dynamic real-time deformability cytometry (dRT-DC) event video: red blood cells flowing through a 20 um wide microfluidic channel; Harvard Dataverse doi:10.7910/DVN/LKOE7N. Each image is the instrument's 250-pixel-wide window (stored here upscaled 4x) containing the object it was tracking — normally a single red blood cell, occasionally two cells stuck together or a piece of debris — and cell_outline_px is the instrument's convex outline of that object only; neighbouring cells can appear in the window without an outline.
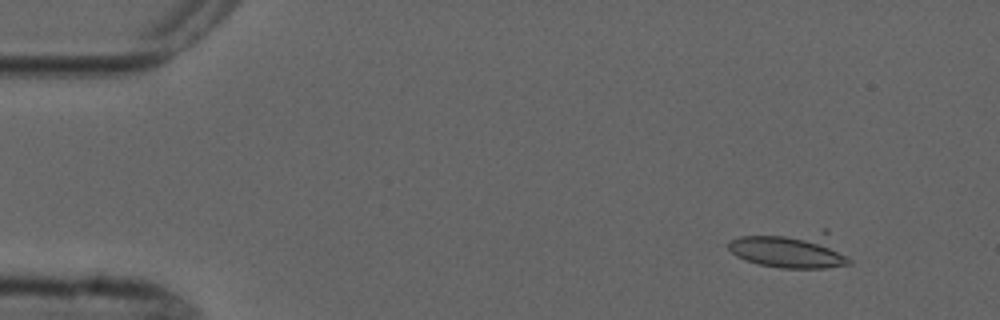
{"species": "common noctule bat (a hibernating species)", "species_latin": "Nyctalus noctula", "temperature_condition": "cold", "stored_images_in_passage": 2, "camera_frame_rate_fps": 3000, "um_per_image_px": 0.085, "animal": {"sex": "male", "forearm_length_mm": 52.5}, "frame": {"image": 1, "passage_image": 1, "time_ms": 0.0, "image_size_px": [1000, 320], "cell_outline_px": [[852, 264], [824, 268], [780, 268], [760, 264], [744, 260], [736, 256], [728, 248], [728, 240], [740, 236], [784, 236], [820, 240], [848, 256], [852, 260]], "centroid_in_image_um": [66.93, 21.43], "position_along_channel_um": 18.1, "area_um2": 22.02}}